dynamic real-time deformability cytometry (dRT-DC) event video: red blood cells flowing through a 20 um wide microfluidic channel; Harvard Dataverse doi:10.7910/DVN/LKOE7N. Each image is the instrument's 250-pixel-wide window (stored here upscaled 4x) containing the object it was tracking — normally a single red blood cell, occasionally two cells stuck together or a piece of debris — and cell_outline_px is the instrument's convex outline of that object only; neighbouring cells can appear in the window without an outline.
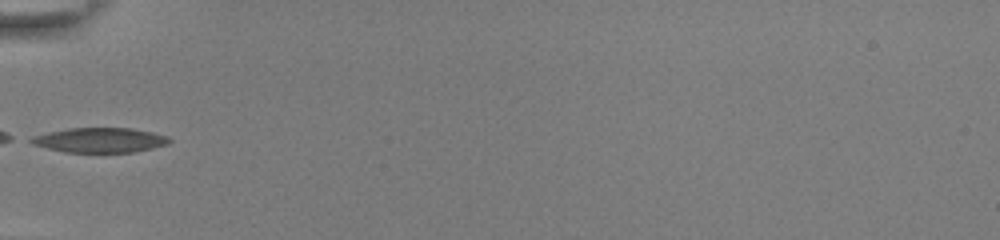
{"species": "common noctule bat (a hibernating species)", "species_latin": "Nyctalus noctula", "temperature_condition": "room temperature", "stored_images_in_passage": 30, "camera_frame_rate_fps": 3000, "um_per_image_px": 0.085, "animal": {"sex": "female", "body_mass_g": 22.0, "forearm_length_mm": 56.7}, "frame": {"image": 1, "passage_image": 1, "time_ms": 0.0, "image_size_px": [1000, 240], "cell_outline_px": [[172, 140], [168, 144], [136, 152], [64, 152], [32, 144], [24, 140], [32, 136], [48, 132], [68, 128], [132, 128], [152, 132], [168, 136]], "centroid_in_image_um": [8.46, 11.91], "position_along_channel_um": 76.5, "area_um2": 20.11}}
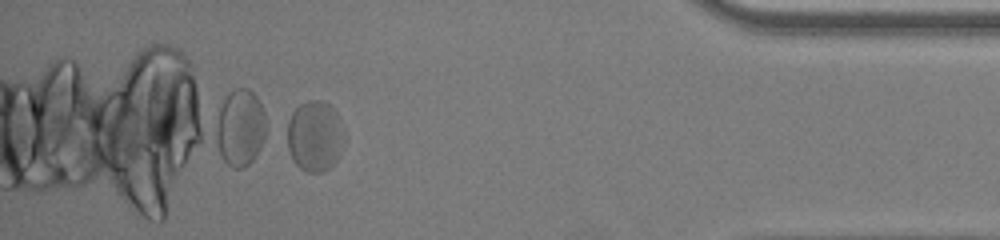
{"frame": {"image": 2, "passage_image": 30, "time_ms": 9.667, "image_size_px": [1000, 240], "cell_outline_px": [[340, 156], [324, 172], [308, 172], [300, 168], [292, 160], [280, 128], [292, 112], [300, 104], [308, 100], [324, 100], [336, 112], [340, 120]], "centroid_in_image_um": [26.61, 11.54], "position_along_channel_um": 408.6, "area_um2": 23.99}, "authors_computed_cell_mechanics": {"area_um2": 19.8254, "velocity_mm_per_s": 3.8076, "shape_relaxation_time_tau1_ms": 10.7618, "shape_relaxation_time_tau2_ms": 1.3659, "deformation_change_tau1": 0.2128, "deformation_change_tau2": 0.0747}}